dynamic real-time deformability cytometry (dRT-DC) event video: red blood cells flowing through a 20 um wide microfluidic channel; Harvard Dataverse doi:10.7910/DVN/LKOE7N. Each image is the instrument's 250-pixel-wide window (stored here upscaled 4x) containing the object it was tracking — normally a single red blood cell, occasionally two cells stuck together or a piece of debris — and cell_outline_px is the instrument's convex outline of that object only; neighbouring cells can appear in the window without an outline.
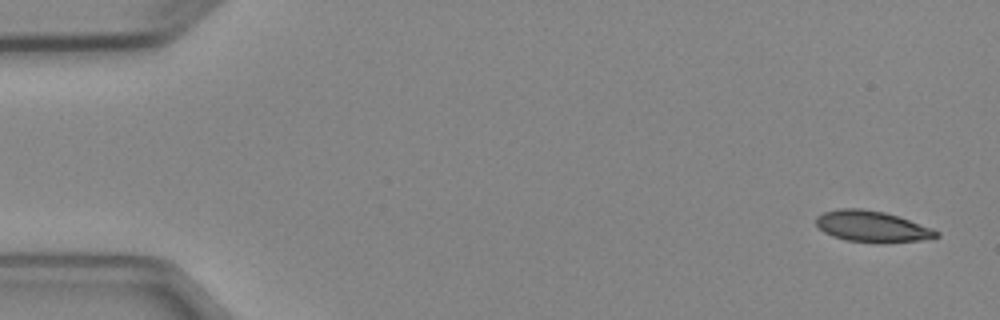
{"species": "Egyptian fruit bat (a non-hibernating species)", "species_latin": "Rousettus aegyptiacus", "temperature_condition": "cold", "stored_images_in_passage": 6, "camera_frame_rate_fps": 3000, "um_per_image_px": 0.085, "animal": {"sex": "female"}, "frame": {"image": 1, "passage_image": 1, "time_ms": 0.0, "image_size_px": [1000, 320], "cell_outline_px": [[940, 236], [932, 240], [880, 244], [844, 240], [832, 236], [824, 232], [816, 224], [816, 216], [824, 212], [840, 208], [860, 208], [884, 212], [932, 228], [940, 232]], "centroid_in_image_um": [74.17, 19.28], "position_along_channel_um": 10.8, "area_um2": 22.25}}
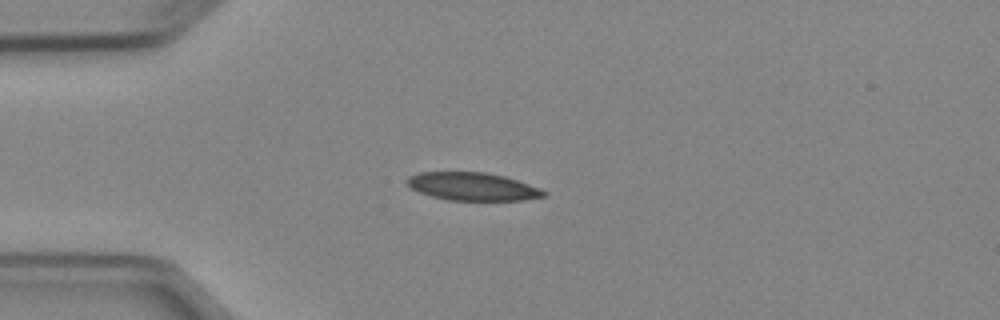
{"frame": {"image": 2, "passage_image": 4, "time_ms": 3.667, "image_size_px": [1000, 320], "cell_outline_px": [[548, 196], [524, 200], [448, 200], [432, 196], [420, 192], [412, 188], [404, 180], [408, 176], [420, 172], [488, 172], [504, 176], [540, 188], [548, 192]], "centroid_in_image_um": [40.19, 15.85], "position_along_channel_um": 44.8, "area_um2": 22.31}}
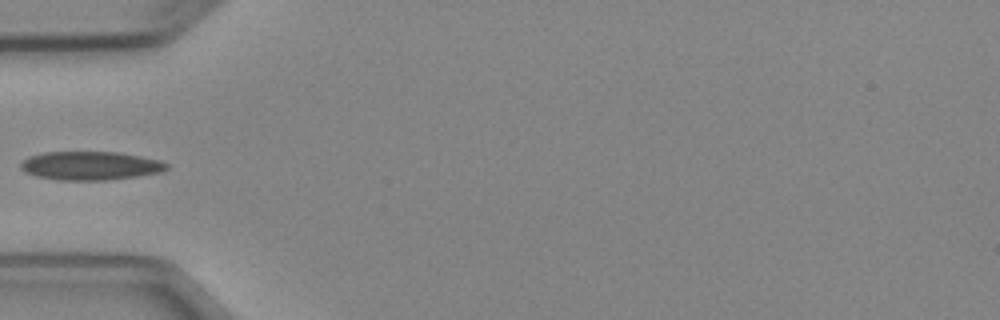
{"frame": {"image": 3, "passage_image": 5, "time_ms": 5.0, "image_size_px": [1000, 320], "cell_outline_px": [[168, 168], [164, 172], [108, 180], [56, 180], [36, 176], [24, 172], [20, 168], [20, 164], [28, 156], [44, 152], [116, 152], [140, 156], [160, 160], [168, 164]], "centroid_in_image_um": [7.67, 14.09], "position_along_channel_um": 77.3, "area_um2": 24.45}}